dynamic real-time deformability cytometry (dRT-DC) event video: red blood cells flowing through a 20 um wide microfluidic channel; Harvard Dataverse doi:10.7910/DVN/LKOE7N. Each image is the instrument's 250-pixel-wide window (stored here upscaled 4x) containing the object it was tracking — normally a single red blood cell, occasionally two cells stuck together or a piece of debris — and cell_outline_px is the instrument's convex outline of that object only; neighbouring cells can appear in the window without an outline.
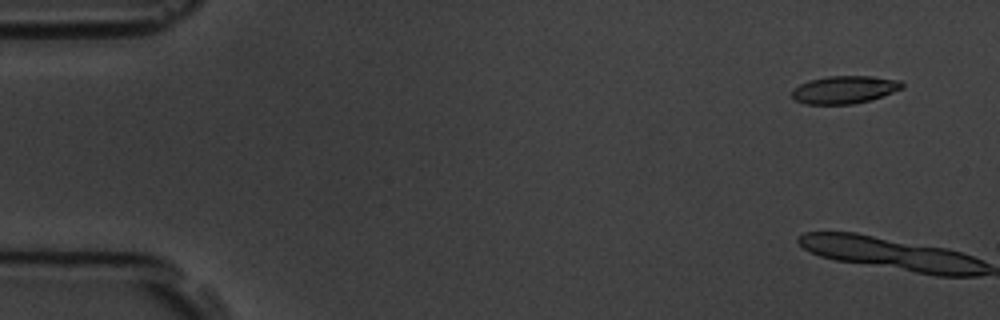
{"species": "common noctule bat (a hibernating species)", "species_latin": "Nyctalus noctula", "temperature_condition": "room temperature", "stored_images_in_passage": 6, "camera_frame_rate_fps": 3000, "um_per_image_px": 0.085, "animal": {"sex": "male", "body_mass_g": 19.5, "forearm_length_mm": 54.6}, "frame": {"image": 1, "passage_image": 1, "time_ms": 0.0, "image_size_px": [1000, 320], "cell_outline_px": [[904, 88], [872, 100], [852, 104], [804, 104], [796, 100], [792, 96], [792, 88], [800, 84], [812, 80], [828, 76], [872, 76], [900, 80], [904, 84]], "centroid_in_image_um": [71.81, 7.62], "position_along_channel_um": 13.2, "area_um2": 17.86}}
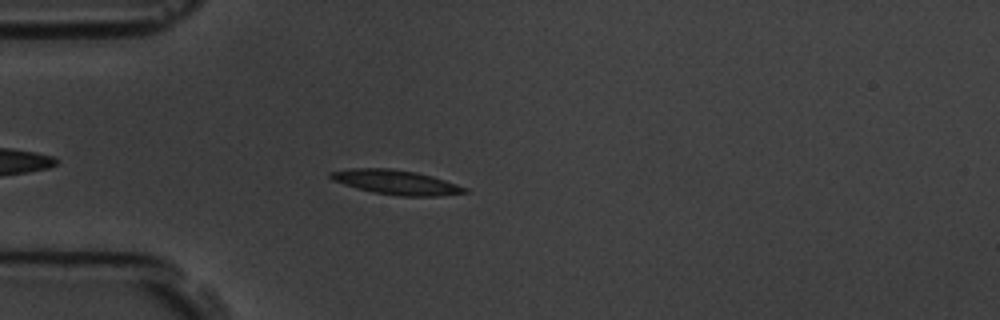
{"frame": {"image": 2, "passage_image": 5, "time_ms": 5.333, "image_size_px": [1000, 320], "cell_outline_px": [[468, 192], [440, 196], [400, 196], [372, 192], [356, 188], [332, 180], [328, 176], [328, 172], [352, 168], [392, 168], [416, 172], [432, 176], [468, 188]], "centroid_in_image_um": [33.64, 15.49], "position_along_channel_um": 51.4, "area_um2": 19.19}}